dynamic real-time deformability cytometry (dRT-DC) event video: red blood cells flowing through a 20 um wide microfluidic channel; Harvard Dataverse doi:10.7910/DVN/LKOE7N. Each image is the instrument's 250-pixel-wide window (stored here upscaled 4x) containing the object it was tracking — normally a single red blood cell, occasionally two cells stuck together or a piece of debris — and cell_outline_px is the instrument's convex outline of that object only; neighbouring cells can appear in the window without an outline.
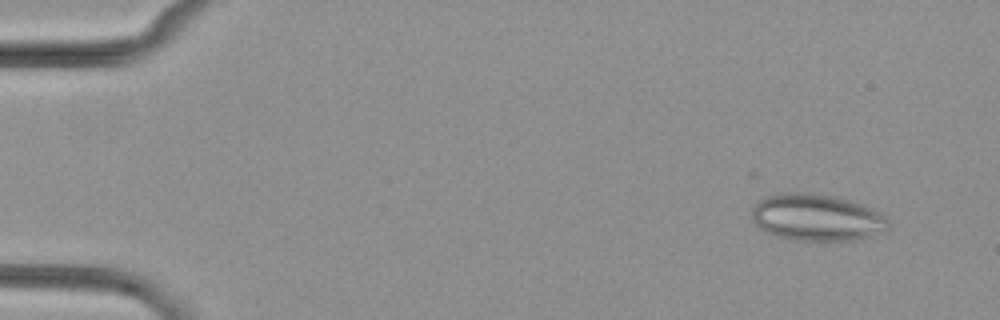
{"species": "common noctule bat (a hibernating species)", "species_latin": "Nyctalus noctula", "temperature_condition": "cold", "stored_images_in_passage": 5, "camera_frame_rate_fps": 3000, "um_per_image_px": 0.085, "animal": {"sex": "female", "body_mass_g": 29.2, "forearm_length_mm": 56.3}, "frame": {"image": 1, "passage_image": 1, "time_ms": 0.0, "image_size_px": [1000, 320], "cell_outline_px": [[892, 224], [884, 232], [852, 240], [796, 240], [776, 236], [764, 232], [752, 220], [752, 208], [764, 196], [784, 192], [812, 192], [832, 196], [864, 204], [872, 208], [884, 216]], "centroid_in_image_um": [69.41, 18.47], "position_along_channel_um": 15.6, "area_um2": 37.45}}